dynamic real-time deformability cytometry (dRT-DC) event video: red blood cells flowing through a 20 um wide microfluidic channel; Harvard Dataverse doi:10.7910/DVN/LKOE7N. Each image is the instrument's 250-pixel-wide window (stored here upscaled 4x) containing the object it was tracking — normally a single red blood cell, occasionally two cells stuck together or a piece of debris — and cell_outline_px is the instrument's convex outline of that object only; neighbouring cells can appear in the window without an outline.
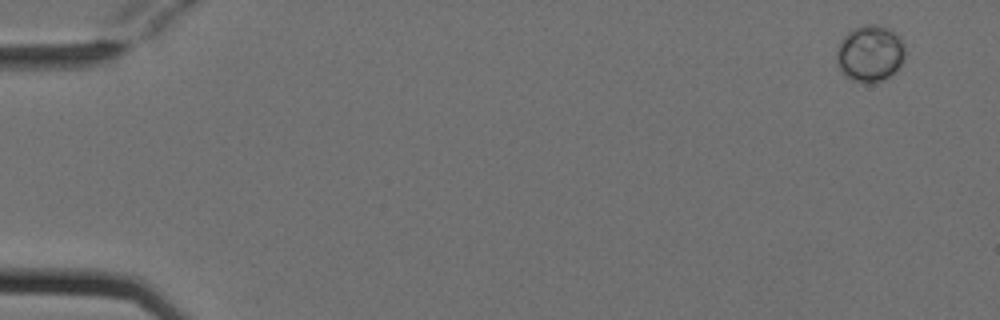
{"species": "Egyptian fruit bat (a non-hibernating species)", "species_latin": "Rousettus aegyptiacus", "temperature_condition": "cold", "stored_images_in_passage": 4, "camera_frame_rate_fps": 3000, "um_per_image_px": 0.085, "animal": {"sex": "female"}, "frame": {"image": 1, "passage_image": 1, "time_ms": 0.0, "image_size_px": [1000, 320], "cell_outline_px": [[904, 60], [888, 76], [872, 84], [864, 84], [852, 80], [840, 72], [836, 60], [836, 52], [840, 40], [852, 28], [864, 24], [880, 24], [896, 32], [900, 36], [904, 44]], "centroid_in_image_um": [73.92, 4.52], "position_along_channel_um": 11.1, "area_um2": 22.89}}